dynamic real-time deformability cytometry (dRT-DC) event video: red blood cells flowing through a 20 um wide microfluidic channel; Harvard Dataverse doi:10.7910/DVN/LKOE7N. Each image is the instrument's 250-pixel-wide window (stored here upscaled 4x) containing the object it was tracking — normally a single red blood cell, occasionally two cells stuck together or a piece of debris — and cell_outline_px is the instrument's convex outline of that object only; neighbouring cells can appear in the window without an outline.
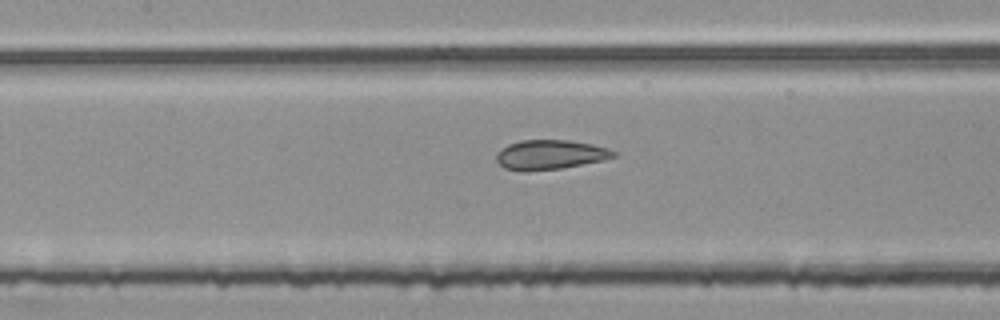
{"species": "common noctule bat (a hibernating species)", "species_latin": "Nyctalus noctula", "temperature_condition": "room temperature", "stored_images_in_passage": 45, "segment_of_instrument_passage": [2, 2], "camera_frame_rate_fps": 3000, "um_per_image_px": 0.085, "animal": {"sex": "female", "body_mass_g": 25.1}, "frame": {"image": 1, "passage_image": 16, "time_ms": 5.0, "image_size_px": [1000, 320], "cell_outline_px": [[616, 156], [604, 160], [560, 168], [524, 172], [520, 172], [504, 168], [496, 160], [496, 152], [500, 148], [508, 144], [520, 140], [568, 140], [592, 144], [608, 148], [616, 152]], "centroid_in_image_um": [46.71, 13.15], "position_along_channel_um": 160.7, "area_um2": 20.35}}
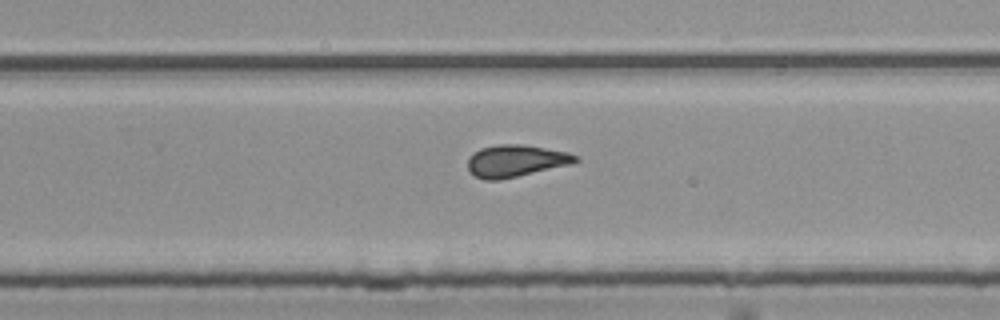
{"frame": {"image": 2, "passage_image": 26, "time_ms": 8.333, "image_size_px": [1000, 320], "cell_outline_px": [[580, 160], [572, 164], [500, 180], [484, 180], [468, 172], [468, 156], [472, 152], [480, 148], [500, 144], [520, 144], [568, 152], [576, 156]], "centroid_in_image_um": [43.8, 13.68], "position_along_channel_um": 286.0, "area_um2": 20.17}}
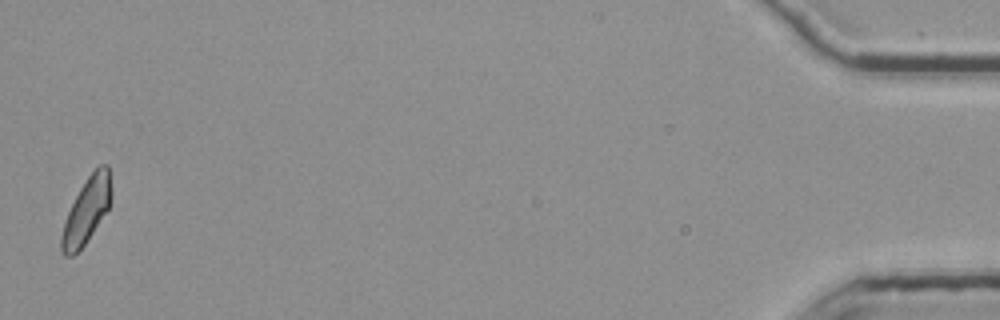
{"frame": {"image": 3, "passage_image": 45, "time_ms": 14.667, "image_size_px": [1000, 320], "cell_outline_px": [[112, 200], [108, 208], [84, 244], [72, 256], [64, 256], [60, 248], [60, 236], [68, 212], [80, 188], [88, 176], [100, 164], [108, 164], [112, 192]], "centroid_in_image_um": [7.36, 17.88], "position_along_channel_um": 427.8, "area_um2": 18.67}}